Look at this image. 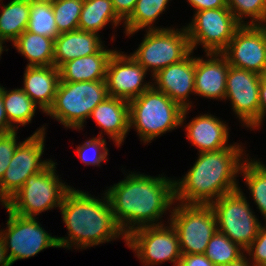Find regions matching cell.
<instances>
[{
    "mask_svg": "<svg viewBox=\"0 0 266 266\" xmlns=\"http://www.w3.org/2000/svg\"><path fill=\"white\" fill-rule=\"evenodd\" d=\"M246 259L247 258H245V256H243L238 261H235V262L229 263L227 265H223V266H250L251 264H249Z\"/></svg>",
    "mask_w": 266,
    "mask_h": 266,
    "instance_id": "7bdbcfd3",
    "label": "cell"
},
{
    "mask_svg": "<svg viewBox=\"0 0 266 266\" xmlns=\"http://www.w3.org/2000/svg\"><path fill=\"white\" fill-rule=\"evenodd\" d=\"M9 218L7 230L1 237L12 264L18 259L36 255L48 247H59L57 237H52L42 228L35 217H25L11 212L5 205Z\"/></svg>",
    "mask_w": 266,
    "mask_h": 266,
    "instance_id": "4fadbf2b",
    "label": "cell"
},
{
    "mask_svg": "<svg viewBox=\"0 0 266 266\" xmlns=\"http://www.w3.org/2000/svg\"><path fill=\"white\" fill-rule=\"evenodd\" d=\"M243 192L237 189L215 200L211 206L216 215L218 231L244 249L258 235L261 226Z\"/></svg>",
    "mask_w": 266,
    "mask_h": 266,
    "instance_id": "9c48e42d",
    "label": "cell"
},
{
    "mask_svg": "<svg viewBox=\"0 0 266 266\" xmlns=\"http://www.w3.org/2000/svg\"><path fill=\"white\" fill-rule=\"evenodd\" d=\"M191 54L153 76V80H156L154 83L158 85L156 87L155 84L154 88L165 93L183 109L191 107L187 98L190 93H195V57H190Z\"/></svg>",
    "mask_w": 266,
    "mask_h": 266,
    "instance_id": "e0dca14e",
    "label": "cell"
},
{
    "mask_svg": "<svg viewBox=\"0 0 266 266\" xmlns=\"http://www.w3.org/2000/svg\"><path fill=\"white\" fill-rule=\"evenodd\" d=\"M115 51L103 47L98 53L64 63L59 68L60 82L105 80L108 61Z\"/></svg>",
    "mask_w": 266,
    "mask_h": 266,
    "instance_id": "603a6c76",
    "label": "cell"
},
{
    "mask_svg": "<svg viewBox=\"0 0 266 266\" xmlns=\"http://www.w3.org/2000/svg\"><path fill=\"white\" fill-rule=\"evenodd\" d=\"M241 148L232 145L199 153L184 178L174 181L175 200L184 204L211 205L221 196L239 189L235 177L244 164L240 160L243 153Z\"/></svg>",
    "mask_w": 266,
    "mask_h": 266,
    "instance_id": "7a4b0ae2",
    "label": "cell"
},
{
    "mask_svg": "<svg viewBox=\"0 0 266 266\" xmlns=\"http://www.w3.org/2000/svg\"><path fill=\"white\" fill-rule=\"evenodd\" d=\"M2 51H4V50H3V42L0 40V56H1V54H2Z\"/></svg>",
    "mask_w": 266,
    "mask_h": 266,
    "instance_id": "f6af8a7d",
    "label": "cell"
},
{
    "mask_svg": "<svg viewBox=\"0 0 266 266\" xmlns=\"http://www.w3.org/2000/svg\"><path fill=\"white\" fill-rule=\"evenodd\" d=\"M227 6L241 25H249L242 20L244 15L252 18L250 25L266 23V0H227Z\"/></svg>",
    "mask_w": 266,
    "mask_h": 266,
    "instance_id": "d6a6232c",
    "label": "cell"
},
{
    "mask_svg": "<svg viewBox=\"0 0 266 266\" xmlns=\"http://www.w3.org/2000/svg\"><path fill=\"white\" fill-rule=\"evenodd\" d=\"M36 3H43V4H54L57 0H30Z\"/></svg>",
    "mask_w": 266,
    "mask_h": 266,
    "instance_id": "ee69618b",
    "label": "cell"
},
{
    "mask_svg": "<svg viewBox=\"0 0 266 266\" xmlns=\"http://www.w3.org/2000/svg\"><path fill=\"white\" fill-rule=\"evenodd\" d=\"M45 128L42 126L22 143L19 142L4 176L0 181V201L3 205L24 185L26 179L43 171L52 160L42 161Z\"/></svg>",
    "mask_w": 266,
    "mask_h": 266,
    "instance_id": "30bf717a",
    "label": "cell"
},
{
    "mask_svg": "<svg viewBox=\"0 0 266 266\" xmlns=\"http://www.w3.org/2000/svg\"><path fill=\"white\" fill-rule=\"evenodd\" d=\"M16 130L7 134H0V181L7 170L18 144Z\"/></svg>",
    "mask_w": 266,
    "mask_h": 266,
    "instance_id": "e575fe53",
    "label": "cell"
},
{
    "mask_svg": "<svg viewBox=\"0 0 266 266\" xmlns=\"http://www.w3.org/2000/svg\"><path fill=\"white\" fill-rule=\"evenodd\" d=\"M209 60L195 58V94L225 99L229 63L222 53H206Z\"/></svg>",
    "mask_w": 266,
    "mask_h": 266,
    "instance_id": "ac0fdd59",
    "label": "cell"
},
{
    "mask_svg": "<svg viewBox=\"0 0 266 266\" xmlns=\"http://www.w3.org/2000/svg\"><path fill=\"white\" fill-rule=\"evenodd\" d=\"M1 94L6 117L12 126L15 127L14 123L25 126L31 122L37 105L21 88L8 91L1 86Z\"/></svg>",
    "mask_w": 266,
    "mask_h": 266,
    "instance_id": "4316f807",
    "label": "cell"
},
{
    "mask_svg": "<svg viewBox=\"0 0 266 266\" xmlns=\"http://www.w3.org/2000/svg\"><path fill=\"white\" fill-rule=\"evenodd\" d=\"M192 52L188 33L174 28L150 29L131 56L146 70L158 71L185 59Z\"/></svg>",
    "mask_w": 266,
    "mask_h": 266,
    "instance_id": "52a82bcc",
    "label": "cell"
},
{
    "mask_svg": "<svg viewBox=\"0 0 266 266\" xmlns=\"http://www.w3.org/2000/svg\"><path fill=\"white\" fill-rule=\"evenodd\" d=\"M101 199L71 188L64 196L61 210L68 237H57L59 247L71 248L76 244L80 249L109 242L126 235L117 224L106 194ZM72 243V244H71Z\"/></svg>",
    "mask_w": 266,
    "mask_h": 266,
    "instance_id": "3957f363",
    "label": "cell"
},
{
    "mask_svg": "<svg viewBox=\"0 0 266 266\" xmlns=\"http://www.w3.org/2000/svg\"><path fill=\"white\" fill-rule=\"evenodd\" d=\"M187 139L199 148V153L228 148L229 137L227 125L215 116L200 115L186 126Z\"/></svg>",
    "mask_w": 266,
    "mask_h": 266,
    "instance_id": "7402d4cb",
    "label": "cell"
},
{
    "mask_svg": "<svg viewBox=\"0 0 266 266\" xmlns=\"http://www.w3.org/2000/svg\"><path fill=\"white\" fill-rule=\"evenodd\" d=\"M56 164L52 161L43 171L26 179L22 188L5 206L13 213L34 217L39 213L61 207L65 194L72 188L55 175Z\"/></svg>",
    "mask_w": 266,
    "mask_h": 266,
    "instance_id": "8992f818",
    "label": "cell"
},
{
    "mask_svg": "<svg viewBox=\"0 0 266 266\" xmlns=\"http://www.w3.org/2000/svg\"><path fill=\"white\" fill-rule=\"evenodd\" d=\"M238 244L233 243L226 235L216 231L211 237L204 255L215 265L223 266L238 261L244 256Z\"/></svg>",
    "mask_w": 266,
    "mask_h": 266,
    "instance_id": "4dcf8cb0",
    "label": "cell"
},
{
    "mask_svg": "<svg viewBox=\"0 0 266 266\" xmlns=\"http://www.w3.org/2000/svg\"><path fill=\"white\" fill-rule=\"evenodd\" d=\"M137 0H112L113 9L124 22L133 13Z\"/></svg>",
    "mask_w": 266,
    "mask_h": 266,
    "instance_id": "8d00e7d4",
    "label": "cell"
},
{
    "mask_svg": "<svg viewBox=\"0 0 266 266\" xmlns=\"http://www.w3.org/2000/svg\"><path fill=\"white\" fill-rule=\"evenodd\" d=\"M121 21L113 9L112 0H84L78 29L98 33L107 23L112 22L116 27Z\"/></svg>",
    "mask_w": 266,
    "mask_h": 266,
    "instance_id": "484cf974",
    "label": "cell"
},
{
    "mask_svg": "<svg viewBox=\"0 0 266 266\" xmlns=\"http://www.w3.org/2000/svg\"><path fill=\"white\" fill-rule=\"evenodd\" d=\"M146 70L131 56L117 50L110 57L106 70V87L110 97L126 101L140 96L152 85L143 84Z\"/></svg>",
    "mask_w": 266,
    "mask_h": 266,
    "instance_id": "2e32d148",
    "label": "cell"
},
{
    "mask_svg": "<svg viewBox=\"0 0 266 266\" xmlns=\"http://www.w3.org/2000/svg\"><path fill=\"white\" fill-rule=\"evenodd\" d=\"M240 173H243L251 195L266 219V166L257 160H245Z\"/></svg>",
    "mask_w": 266,
    "mask_h": 266,
    "instance_id": "f1b7e54d",
    "label": "cell"
},
{
    "mask_svg": "<svg viewBox=\"0 0 266 266\" xmlns=\"http://www.w3.org/2000/svg\"><path fill=\"white\" fill-rule=\"evenodd\" d=\"M128 103L129 126L136 128L144 143L182 125L190 109H183L154 85Z\"/></svg>",
    "mask_w": 266,
    "mask_h": 266,
    "instance_id": "277c9868",
    "label": "cell"
},
{
    "mask_svg": "<svg viewBox=\"0 0 266 266\" xmlns=\"http://www.w3.org/2000/svg\"><path fill=\"white\" fill-rule=\"evenodd\" d=\"M171 213L170 223L177 231L181 254H204L218 231L213 207L181 203Z\"/></svg>",
    "mask_w": 266,
    "mask_h": 266,
    "instance_id": "ba28073f",
    "label": "cell"
},
{
    "mask_svg": "<svg viewBox=\"0 0 266 266\" xmlns=\"http://www.w3.org/2000/svg\"><path fill=\"white\" fill-rule=\"evenodd\" d=\"M11 265L12 262L10 261L7 250L4 246V241L1 237V231H0V266H11Z\"/></svg>",
    "mask_w": 266,
    "mask_h": 266,
    "instance_id": "b9f144b4",
    "label": "cell"
},
{
    "mask_svg": "<svg viewBox=\"0 0 266 266\" xmlns=\"http://www.w3.org/2000/svg\"><path fill=\"white\" fill-rule=\"evenodd\" d=\"M92 117L98 126L120 146L130 130L128 101L108 96L93 109L89 118Z\"/></svg>",
    "mask_w": 266,
    "mask_h": 266,
    "instance_id": "44dd1931",
    "label": "cell"
},
{
    "mask_svg": "<svg viewBox=\"0 0 266 266\" xmlns=\"http://www.w3.org/2000/svg\"><path fill=\"white\" fill-rule=\"evenodd\" d=\"M252 255V266H263L266 264V226H260L258 235L254 241L245 250Z\"/></svg>",
    "mask_w": 266,
    "mask_h": 266,
    "instance_id": "d590c367",
    "label": "cell"
},
{
    "mask_svg": "<svg viewBox=\"0 0 266 266\" xmlns=\"http://www.w3.org/2000/svg\"><path fill=\"white\" fill-rule=\"evenodd\" d=\"M259 102H260V124L264 119V115L266 113V73L261 75L260 78V87H259Z\"/></svg>",
    "mask_w": 266,
    "mask_h": 266,
    "instance_id": "60d3db41",
    "label": "cell"
},
{
    "mask_svg": "<svg viewBox=\"0 0 266 266\" xmlns=\"http://www.w3.org/2000/svg\"><path fill=\"white\" fill-rule=\"evenodd\" d=\"M76 152L86 165L99 166L103 161H106L108 155L106 140L100 134L97 138H92L83 145H79Z\"/></svg>",
    "mask_w": 266,
    "mask_h": 266,
    "instance_id": "836d02e7",
    "label": "cell"
},
{
    "mask_svg": "<svg viewBox=\"0 0 266 266\" xmlns=\"http://www.w3.org/2000/svg\"><path fill=\"white\" fill-rule=\"evenodd\" d=\"M170 226L152 225L134 229L126 236V244L148 266L167 260L178 266L182 256L177 231ZM164 226V227H163Z\"/></svg>",
    "mask_w": 266,
    "mask_h": 266,
    "instance_id": "7c38bea8",
    "label": "cell"
},
{
    "mask_svg": "<svg viewBox=\"0 0 266 266\" xmlns=\"http://www.w3.org/2000/svg\"><path fill=\"white\" fill-rule=\"evenodd\" d=\"M178 266H215L204 254H183Z\"/></svg>",
    "mask_w": 266,
    "mask_h": 266,
    "instance_id": "74e56055",
    "label": "cell"
},
{
    "mask_svg": "<svg viewBox=\"0 0 266 266\" xmlns=\"http://www.w3.org/2000/svg\"><path fill=\"white\" fill-rule=\"evenodd\" d=\"M260 78L254 72L229 66L225 99H230L233 111L250 129L260 124Z\"/></svg>",
    "mask_w": 266,
    "mask_h": 266,
    "instance_id": "9a60e30c",
    "label": "cell"
},
{
    "mask_svg": "<svg viewBox=\"0 0 266 266\" xmlns=\"http://www.w3.org/2000/svg\"><path fill=\"white\" fill-rule=\"evenodd\" d=\"M169 0H137L131 16L124 22L126 35L134 34L142 28L165 29L150 27L152 23L165 11Z\"/></svg>",
    "mask_w": 266,
    "mask_h": 266,
    "instance_id": "83f0119b",
    "label": "cell"
},
{
    "mask_svg": "<svg viewBox=\"0 0 266 266\" xmlns=\"http://www.w3.org/2000/svg\"><path fill=\"white\" fill-rule=\"evenodd\" d=\"M106 194L114 218L126 236L143 226L161 225L156 222L175 202L174 180L134 172Z\"/></svg>",
    "mask_w": 266,
    "mask_h": 266,
    "instance_id": "6da1fadb",
    "label": "cell"
},
{
    "mask_svg": "<svg viewBox=\"0 0 266 266\" xmlns=\"http://www.w3.org/2000/svg\"><path fill=\"white\" fill-rule=\"evenodd\" d=\"M55 40L25 30L13 45L29 61L27 66H51Z\"/></svg>",
    "mask_w": 266,
    "mask_h": 266,
    "instance_id": "cb8c5ba5",
    "label": "cell"
},
{
    "mask_svg": "<svg viewBox=\"0 0 266 266\" xmlns=\"http://www.w3.org/2000/svg\"><path fill=\"white\" fill-rule=\"evenodd\" d=\"M241 24L228 7L196 12L186 28L193 50L200 43L207 53H222Z\"/></svg>",
    "mask_w": 266,
    "mask_h": 266,
    "instance_id": "8fae6325",
    "label": "cell"
},
{
    "mask_svg": "<svg viewBox=\"0 0 266 266\" xmlns=\"http://www.w3.org/2000/svg\"><path fill=\"white\" fill-rule=\"evenodd\" d=\"M26 30L55 40L60 33L54 19L53 6L30 1V14Z\"/></svg>",
    "mask_w": 266,
    "mask_h": 266,
    "instance_id": "f546056e",
    "label": "cell"
},
{
    "mask_svg": "<svg viewBox=\"0 0 266 266\" xmlns=\"http://www.w3.org/2000/svg\"><path fill=\"white\" fill-rule=\"evenodd\" d=\"M83 3L84 0H57L52 4L59 33L78 30Z\"/></svg>",
    "mask_w": 266,
    "mask_h": 266,
    "instance_id": "1f68e13d",
    "label": "cell"
},
{
    "mask_svg": "<svg viewBox=\"0 0 266 266\" xmlns=\"http://www.w3.org/2000/svg\"><path fill=\"white\" fill-rule=\"evenodd\" d=\"M59 82L60 72L54 65L27 66L21 89L46 113L54 102Z\"/></svg>",
    "mask_w": 266,
    "mask_h": 266,
    "instance_id": "d6986e66",
    "label": "cell"
},
{
    "mask_svg": "<svg viewBox=\"0 0 266 266\" xmlns=\"http://www.w3.org/2000/svg\"><path fill=\"white\" fill-rule=\"evenodd\" d=\"M103 46L95 32L78 29L60 33L54 43L53 65L59 69L70 60L98 53Z\"/></svg>",
    "mask_w": 266,
    "mask_h": 266,
    "instance_id": "ffe728a7",
    "label": "cell"
},
{
    "mask_svg": "<svg viewBox=\"0 0 266 266\" xmlns=\"http://www.w3.org/2000/svg\"><path fill=\"white\" fill-rule=\"evenodd\" d=\"M108 96L105 80L59 82L54 102L46 114L67 128L82 129L93 109Z\"/></svg>",
    "mask_w": 266,
    "mask_h": 266,
    "instance_id": "5b68a950",
    "label": "cell"
},
{
    "mask_svg": "<svg viewBox=\"0 0 266 266\" xmlns=\"http://www.w3.org/2000/svg\"><path fill=\"white\" fill-rule=\"evenodd\" d=\"M0 14V40L12 43L26 30L29 14L30 0H12L3 5Z\"/></svg>",
    "mask_w": 266,
    "mask_h": 266,
    "instance_id": "d4e9b609",
    "label": "cell"
},
{
    "mask_svg": "<svg viewBox=\"0 0 266 266\" xmlns=\"http://www.w3.org/2000/svg\"><path fill=\"white\" fill-rule=\"evenodd\" d=\"M196 12L207 9H218L227 6V0H187Z\"/></svg>",
    "mask_w": 266,
    "mask_h": 266,
    "instance_id": "f35d334b",
    "label": "cell"
},
{
    "mask_svg": "<svg viewBox=\"0 0 266 266\" xmlns=\"http://www.w3.org/2000/svg\"><path fill=\"white\" fill-rule=\"evenodd\" d=\"M16 129H18V127L12 126L8 122V119L6 117L2 94H1V85H0V134H7V133L15 131Z\"/></svg>",
    "mask_w": 266,
    "mask_h": 266,
    "instance_id": "ab89813d",
    "label": "cell"
},
{
    "mask_svg": "<svg viewBox=\"0 0 266 266\" xmlns=\"http://www.w3.org/2000/svg\"><path fill=\"white\" fill-rule=\"evenodd\" d=\"M222 54L232 67L266 73V27L264 25H241L234 33Z\"/></svg>",
    "mask_w": 266,
    "mask_h": 266,
    "instance_id": "5bb4252c",
    "label": "cell"
}]
</instances>
